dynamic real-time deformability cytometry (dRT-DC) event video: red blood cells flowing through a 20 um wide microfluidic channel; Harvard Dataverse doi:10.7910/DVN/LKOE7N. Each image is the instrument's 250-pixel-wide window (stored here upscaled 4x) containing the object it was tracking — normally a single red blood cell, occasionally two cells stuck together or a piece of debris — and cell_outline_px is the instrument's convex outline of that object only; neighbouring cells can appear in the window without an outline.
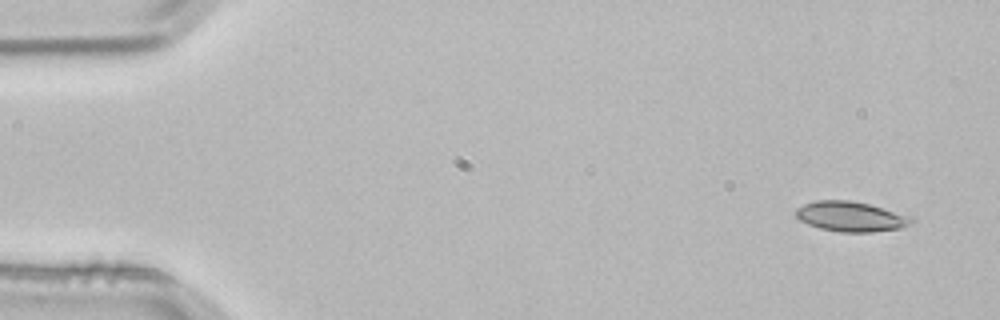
{"species": "common noctule bat (a hibernating species)", "species_latin": "Nyctalus noctula", "temperature_condition": "room temperature", "stored_images_in_passage": 4, "camera_frame_rate_fps": 3000, "um_per_image_px": 0.085, "animal": {"sex": "male", "body_mass_g": 21.5, "forearm_length_mm": 52.0}, "frame": {"image": 1, "passage_image": 1, "time_ms": 0.0, "image_size_px": [1000, 320], "cell_outline_px": [[916, 224], [900, 228], [872, 232], [840, 232], [820, 228], [808, 224], [800, 220], [792, 212], [796, 208], [804, 204], [816, 200], [852, 200], [868, 204], [912, 216], [916, 220]], "centroid_in_image_um": [72.35, 18.41], "position_along_channel_um": 12.7, "area_um2": 20.52}}
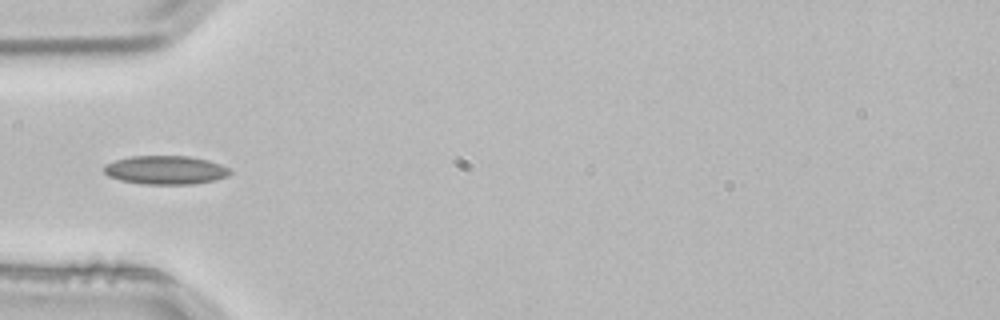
{"frame": {"image": 2, "passage_image": 4, "time_ms": 1.0, "image_size_px": [1000, 320], "cell_outline_px": [[232, 172], [228, 176], [216, 180], [192, 184], [144, 184], [120, 180], [108, 176], [104, 172], [104, 164], [116, 160], [132, 156], [188, 156], [208, 160], [220, 164], [228, 168]], "centroid_in_image_um": [14.08, 14.45], "position_along_channel_um": 70.9, "area_um2": 21.04}}